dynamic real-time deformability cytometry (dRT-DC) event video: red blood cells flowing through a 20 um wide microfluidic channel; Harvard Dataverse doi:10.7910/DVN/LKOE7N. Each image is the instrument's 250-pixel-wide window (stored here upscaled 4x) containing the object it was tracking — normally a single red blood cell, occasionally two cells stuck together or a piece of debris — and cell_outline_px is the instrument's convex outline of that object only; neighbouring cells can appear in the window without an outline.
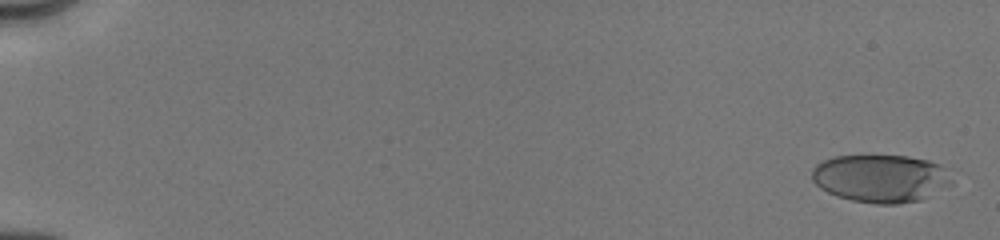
{"species": "human", "species_latin": "Homo sapiens", "temperature_condition": "cold", "stored_images_in_passage": 11, "camera_frame_rate_fps": 3000, "um_per_image_px": 0.085, "donor": {"sex": "male"}, "frame": {"image": 1, "passage_image": 1, "time_ms": 0.0, "image_size_px": [1000, 240], "cell_outline_px": [[952, 184], [920, 200], [896, 204], [876, 204], [852, 200], [836, 196], [820, 188], [812, 180], [812, 168], [816, 164], [832, 156], [908, 156], [928, 160], [940, 164], [952, 180]], "centroid_in_image_um": [74.83, 15.16], "position_along_channel_um": 10.2, "area_um2": 38.9}}
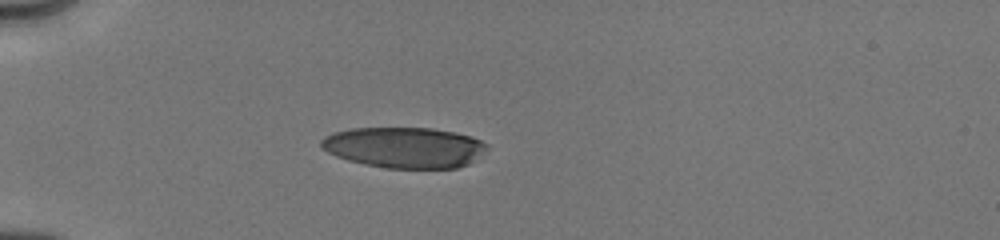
{"frame": {"image": 2, "passage_image": 11, "time_ms": 5.0, "image_size_px": [1000, 240], "cell_outline_px": [[488, 148], [468, 164], [456, 168], [388, 168], [364, 164], [348, 160], [336, 156], [320, 148], [320, 140], [324, 136], [332, 132], [352, 128], [432, 128], [456, 132], [472, 136], [488, 144]], "centroid_in_image_um": [34.35, 12.52], "position_along_channel_um": 50.7, "area_um2": 39.54}}